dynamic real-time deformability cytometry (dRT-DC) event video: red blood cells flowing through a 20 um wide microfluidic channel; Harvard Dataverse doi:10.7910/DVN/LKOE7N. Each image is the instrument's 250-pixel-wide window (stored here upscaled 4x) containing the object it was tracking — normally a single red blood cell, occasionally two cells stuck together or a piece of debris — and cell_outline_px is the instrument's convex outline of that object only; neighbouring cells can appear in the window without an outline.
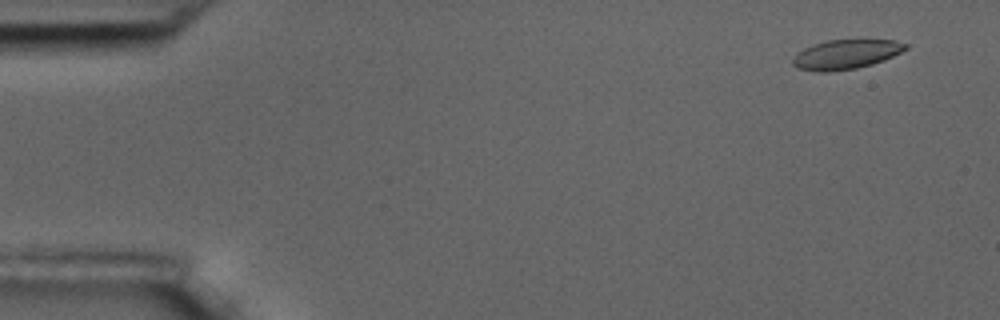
{"species": "common noctule bat (a hibernating species)", "species_latin": "Nyctalus noctula", "temperature_condition": "room temperature", "stored_images_in_passage": 4, "camera_frame_rate_fps": 3000, "um_per_image_px": 0.085, "animal": {"sex": "male", "body_mass_g": 17.5, "forearm_length_mm": 52.3}, "frame": {"image": 1, "passage_image": 1, "time_ms": 0.0, "image_size_px": [1000, 320], "cell_outline_px": [[908, 48], [884, 60], [872, 64], [856, 68], [828, 72], [820, 72], [800, 68], [792, 64], [792, 60], [804, 48], [812, 44], [828, 40], [896, 40], [908, 44]], "centroid_in_image_um": [71.93, 4.61], "position_along_channel_um": 13.1, "area_um2": 19.13}}